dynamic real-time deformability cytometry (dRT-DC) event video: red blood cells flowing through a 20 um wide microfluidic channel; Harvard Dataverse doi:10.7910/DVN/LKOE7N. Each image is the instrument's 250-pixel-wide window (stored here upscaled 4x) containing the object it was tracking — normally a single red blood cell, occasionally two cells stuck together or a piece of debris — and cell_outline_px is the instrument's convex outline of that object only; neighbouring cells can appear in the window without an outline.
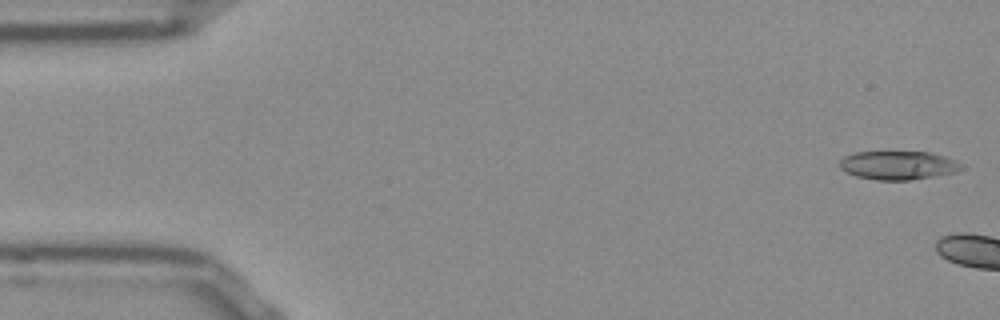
{"species": "Egyptian fruit bat (a non-hibernating species)", "species_latin": "Rousettus aegyptiacus", "temperature_condition": "room temperature", "stored_images_in_passage": 7, "camera_frame_rate_fps": 3000, "um_per_image_px": 0.085, "frame": {"image": 1, "passage_image": 1, "time_ms": 0.0, "image_size_px": [1000, 320], "cell_outline_px": [[964, 168], [956, 172], [936, 176], [908, 180], [876, 180], [856, 176], [840, 168], [840, 160], [844, 156], [856, 152], [932, 152], [956, 160], [964, 164]], "centroid_in_image_um": [76.4, 14.05], "position_along_channel_um": 8.6, "area_um2": 20.4}}